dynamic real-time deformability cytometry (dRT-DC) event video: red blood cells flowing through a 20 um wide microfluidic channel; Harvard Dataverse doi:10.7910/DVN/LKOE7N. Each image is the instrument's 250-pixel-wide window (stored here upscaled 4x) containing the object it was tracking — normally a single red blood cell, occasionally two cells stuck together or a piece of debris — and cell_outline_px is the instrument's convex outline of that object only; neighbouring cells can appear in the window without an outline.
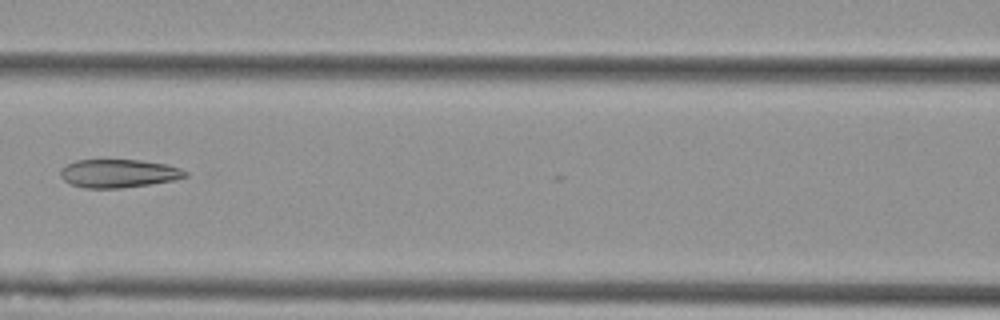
{"species": "Egyptian fruit bat (a non-hibernating species)", "species_latin": "Rousettus aegyptiacus", "temperature_condition": "cold", "stored_images_in_passage": 9, "camera_frame_rate_fps": 3000, "um_per_image_px": 0.085, "animal": {"sex": "female"}, "frame": {"image": 1, "passage_image": 7, "time_ms": 2.0, "image_size_px": [1000, 320], "cell_outline_px": [[188, 176], [172, 180], [148, 184], [120, 188], [84, 188], [72, 184], [64, 180], [60, 176], [60, 168], [76, 160], [140, 160], [164, 164], [180, 168], [188, 172]], "centroid_in_image_um": [10.05, 14.74], "position_along_channel_um": 156.5, "area_um2": 20.4}}
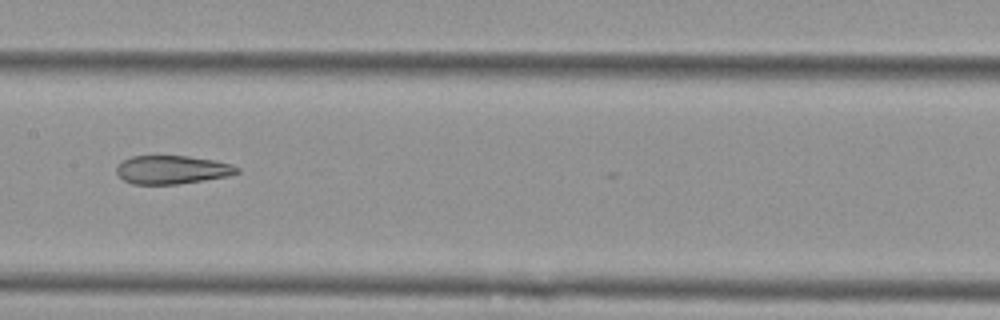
{"frame": {"image": 2, "passage_image": 8, "time_ms": 2.333, "image_size_px": [1000, 320], "cell_outline_px": [[240, 172], [228, 176], [204, 180], [176, 184], [132, 184], [124, 180], [116, 172], [116, 164], [132, 156], [188, 156], [216, 160], [232, 164], [240, 168]], "centroid_in_image_um": [14.64, 14.42], "position_along_channel_um": 192.8, "area_um2": 20.06}}
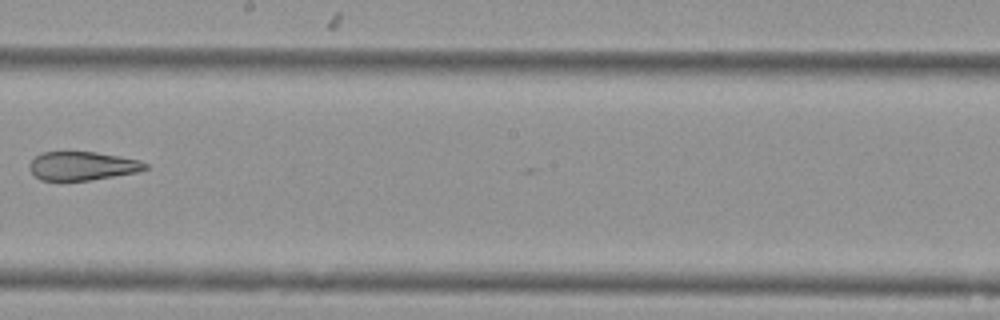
{"frame": {"image": 3, "passage_image": 9, "time_ms": 2.667, "image_size_px": [1000, 320], "cell_outline_px": [[148, 168], [136, 172], [88, 180], [40, 180], [28, 168], [28, 164], [40, 152], [96, 152], [120, 156], [140, 160], [148, 164]], "centroid_in_image_um": [6.99, 14.09], "position_along_channel_um": 241.2, "area_um2": 19.19}}